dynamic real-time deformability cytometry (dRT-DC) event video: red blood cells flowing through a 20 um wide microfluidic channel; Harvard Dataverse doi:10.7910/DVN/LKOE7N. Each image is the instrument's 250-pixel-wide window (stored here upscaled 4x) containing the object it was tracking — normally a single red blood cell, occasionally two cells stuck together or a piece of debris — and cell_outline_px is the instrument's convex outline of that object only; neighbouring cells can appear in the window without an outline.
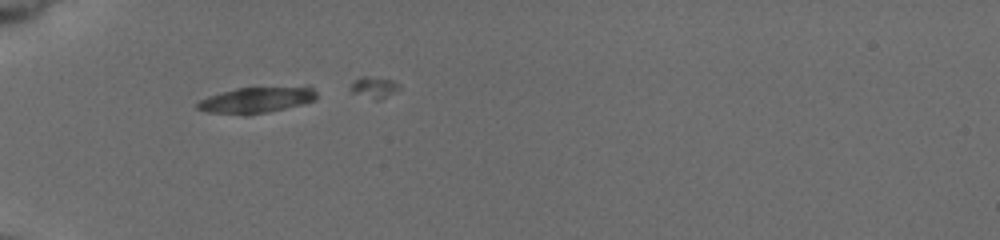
{"species": "common noctule bat (a hibernating species)", "species_latin": "Nyctalus noctula", "temperature_condition": "cold", "stored_images_in_passage": 4, "camera_frame_rate_fps": 3000, "um_per_image_px": 0.085, "animal": {"sex": "female", "body_mass_g": 19.5, "forearm_length_mm": 54.1}, "frame": {"image": 1, "passage_image": 1, "time_ms": 0.0, "image_size_px": [1000, 240], "cell_outline_px": [[316, 100], [268, 112], [208, 112], [196, 108], [196, 104], [200, 100], [208, 96], [220, 92], [236, 88], [308, 84], [316, 92]], "centroid_in_image_um": [21.9, 8.41], "position_along_channel_um": 63.1, "area_um2": 17.86}}